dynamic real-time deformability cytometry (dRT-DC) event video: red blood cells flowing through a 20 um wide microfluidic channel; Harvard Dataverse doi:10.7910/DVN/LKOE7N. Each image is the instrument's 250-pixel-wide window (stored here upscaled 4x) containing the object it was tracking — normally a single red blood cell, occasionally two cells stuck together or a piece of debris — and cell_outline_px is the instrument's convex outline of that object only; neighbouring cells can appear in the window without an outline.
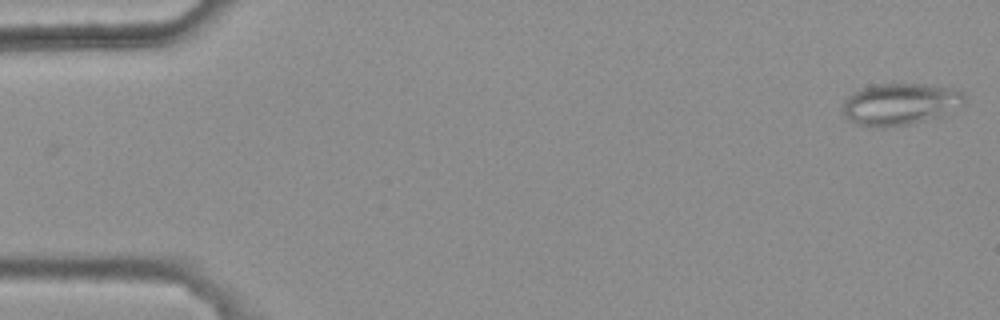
{"species": "common noctule bat (a hibernating species)", "species_latin": "Nyctalus noctula", "temperature_condition": "warm", "stored_images_in_passage": 5, "camera_frame_rate_fps": 3000, "um_per_image_px": 0.085, "animal": {"sex": "female", "body_mass_g": 25.1}, "frame": {"image": 1, "passage_image": 1, "time_ms": 0.0, "image_size_px": [1000, 320], "cell_outline_px": [[968, 100], [964, 104], [940, 116], [912, 124], [884, 128], [872, 128], [856, 124], [848, 120], [844, 116], [844, 100], [852, 92], [860, 88], [876, 84], [924, 84], [956, 88], [964, 92]], "centroid_in_image_um": [76.53, 8.85], "position_along_channel_um": 8.5, "area_um2": 30.23}}